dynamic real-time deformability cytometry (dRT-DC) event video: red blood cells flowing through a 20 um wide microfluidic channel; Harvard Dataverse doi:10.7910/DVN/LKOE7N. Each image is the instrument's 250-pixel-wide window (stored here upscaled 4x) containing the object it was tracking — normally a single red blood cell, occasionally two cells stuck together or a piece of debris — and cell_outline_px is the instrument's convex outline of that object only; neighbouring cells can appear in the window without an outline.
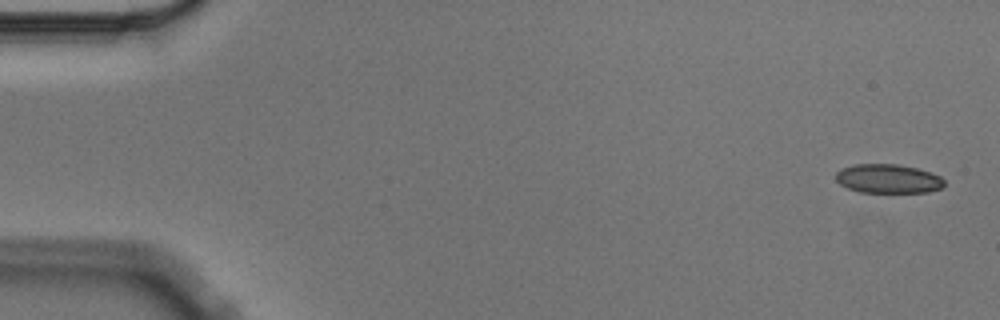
{"species": "Egyptian fruit bat (a non-hibernating species)", "species_latin": "Rousettus aegyptiacus", "temperature_condition": "cold", "stored_images_in_passage": 5, "camera_frame_rate_fps": 3000, "um_per_image_px": 0.085, "animal": {"sex": "male"}, "frame": {"image": 1, "passage_image": 1, "time_ms": 0.0, "image_size_px": [1000, 320], "cell_outline_px": [[944, 188], [928, 192], [860, 192], [848, 188], [840, 184], [836, 180], [836, 172], [840, 168], [852, 164], [896, 164], [916, 168], [932, 172], [940, 176], [944, 180]], "centroid_in_image_um": [75.49, 15.18], "position_along_channel_um": 9.5, "area_um2": 18.5}}
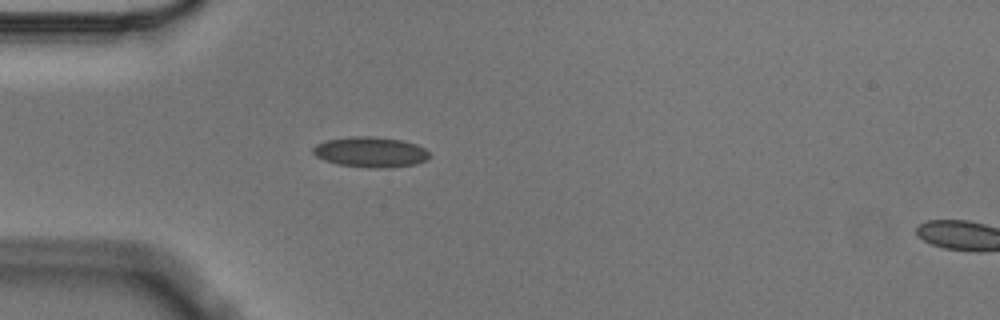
{"frame": {"image": 2, "passage_image": 5, "time_ms": 1.333, "image_size_px": [1000, 320], "cell_outline_px": [[432, 156], [428, 160], [416, 164], [388, 168], [368, 168], [336, 164], [324, 160], [316, 156], [312, 152], [312, 148], [316, 144], [328, 140], [352, 136], [372, 136], [400, 140], [416, 144], [424, 148]], "centroid_in_image_um": [31.51, 12.94], "position_along_channel_um": 53.5, "area_um2": 20.81}}